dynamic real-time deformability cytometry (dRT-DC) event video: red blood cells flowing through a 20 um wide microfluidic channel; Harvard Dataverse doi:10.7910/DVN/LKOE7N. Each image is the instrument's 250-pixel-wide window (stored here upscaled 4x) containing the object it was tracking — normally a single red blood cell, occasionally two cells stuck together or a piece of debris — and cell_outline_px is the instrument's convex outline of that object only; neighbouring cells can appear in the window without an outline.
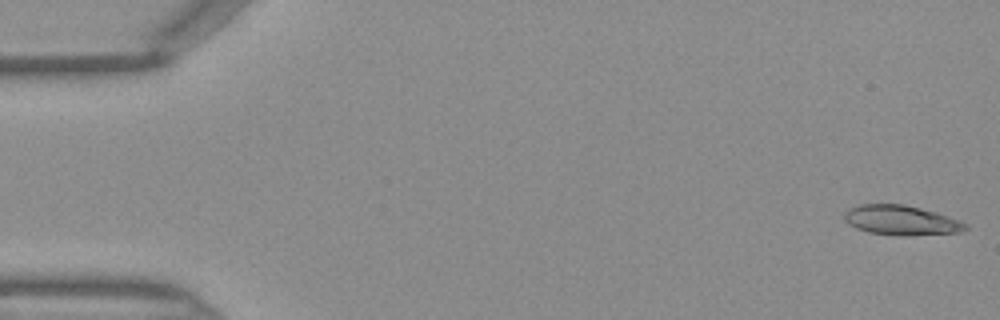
{"species": "Egyptian fruit bat (a non-hibernating species)", "species_latin": "Rousettus aegyptiacus", "temperature_condition": "warm", "stored_images_in_passage": 46, "camera_frame_rate_fps": 3000, "um_per_image_px": 0.085, "frame": {"image": 1, "passage_image": 1, "time_ms": 0.0, "image_size_px": [1000, 320], "cell_outline_px": [[968, 228], [960, 232], [908, 236], [904, 236], [868, 232], [856, 228], [848, 224], [844, 220], [844, 212], [848, 208], [860, 204], [904, 204], [936, 212], [960, 220], [968, 224]], "centroid_in_image_um": [76.59, 18.72], "position_along_channel_um": 8.4, "area_um2": 21.15}}
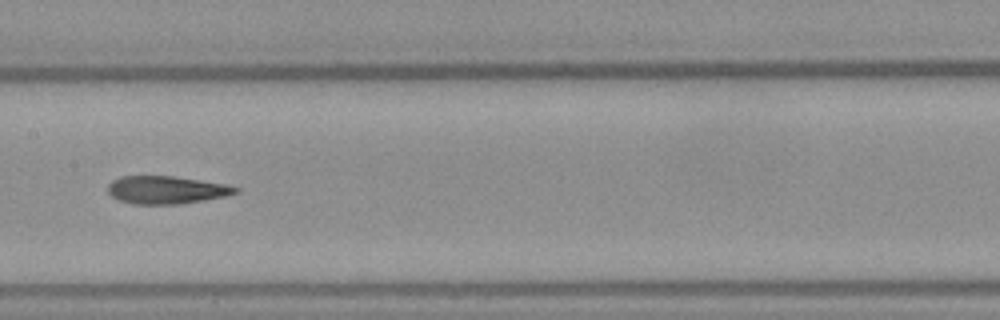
{"frame": {"image": 2, "passage_image": 23, "time_ms": 7.333, "image_size_px": [1000, 320], "cell_outline_px": [[240, 192], [224, 196], [204, 200], [180, 204], [132, 204], [120, 200], [112, 196], [108, 192], [108, 184], [112, 180], [120, 176], [172, 176], [228, 184], [240, 188]], "centroid_in_image_um": [14.15, 16.14], "position_along_channel_um": 193.2, "area_um2": 20.75}}
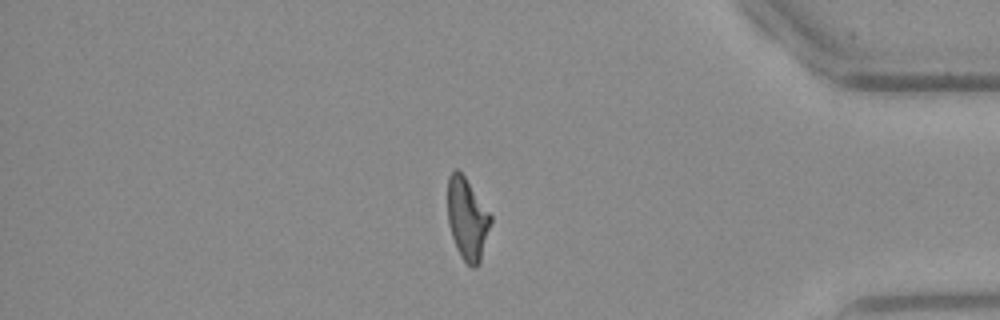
{"frame": {"image": 3, "passage_image": 39, "time_ms": 12.667, "image_size_px": [1000, 320], "cell_outline_px": [[492, 220], [480, 260], [476, 268], [472, 268], [460, 256], [456, 248], [448, 224], [448, 176], [456, 168], [464, 176], [492, 216]], "centroid_in_image_um": [39.71, 18.62], "position_along_channel_um": 395.5, "area_um2": 20.29}}